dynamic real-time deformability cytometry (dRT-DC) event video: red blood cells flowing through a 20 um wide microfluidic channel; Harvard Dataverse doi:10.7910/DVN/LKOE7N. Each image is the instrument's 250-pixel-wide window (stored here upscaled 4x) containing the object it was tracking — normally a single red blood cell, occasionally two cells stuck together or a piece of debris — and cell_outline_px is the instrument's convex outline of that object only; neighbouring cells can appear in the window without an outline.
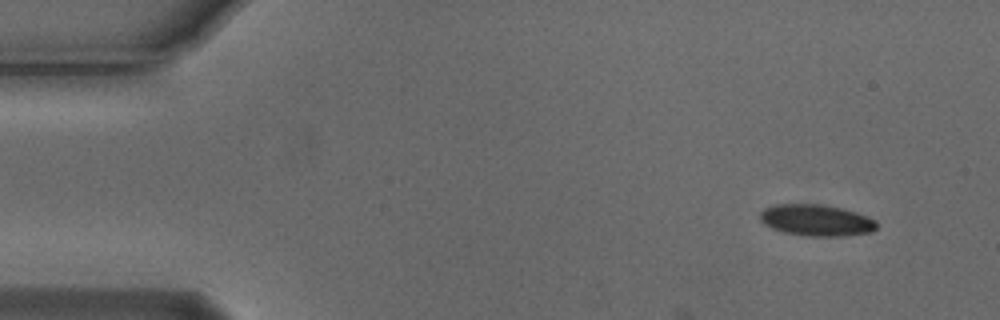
{"species": "Egyptian fruit bat (a non-hibernating species)", "species_latin": "Rousettus aegyptiacus", "temperature_condition": "cold", "stored_images_in_passage": 3, "camera_frame_rate_fps": 3000, "um_per_image_px": 0.085, "animal": {"sex": "male"}, "frame": {"image": 1, "passage_image": 1, "time_ms": 0.0, "image_size_px": [1000, 320], "cell_outline_px": [[876, 228], [872, 232], [848, 236], [808, 236], [784, 232], [772, 228], [764, 224], [760, 220], [760, 212], [764, 208], [776, 204], [824, 204], [856, 212], [868, 216], [876, 220]], "centroid_in_image_um": [69.4, 18.72], "position_along_channel_um": 15.6, "area_um2": 21.5}}